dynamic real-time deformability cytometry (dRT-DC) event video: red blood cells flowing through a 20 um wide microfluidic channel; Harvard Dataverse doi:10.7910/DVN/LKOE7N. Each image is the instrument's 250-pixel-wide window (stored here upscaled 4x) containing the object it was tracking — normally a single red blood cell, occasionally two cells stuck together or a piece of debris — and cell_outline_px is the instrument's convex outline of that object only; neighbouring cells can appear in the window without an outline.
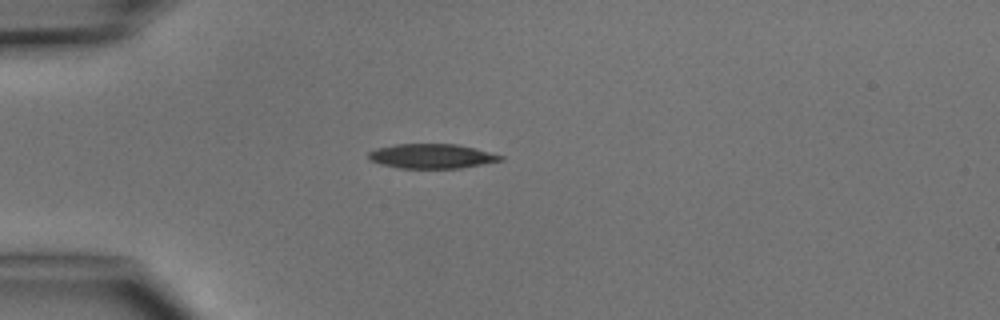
{"species": "common noctule bat (a hibernating species)", "species_latin": "Nyctalus noctula", "temperature_condition": "cold", "stored_images_in_passage": 1, "camera_frame_rate_fps": 3000, "um_per_image_px": 0.085, "animal": {"sex": "male", "body_mass_g": 15.6}, "frame": {"image": 1, "passage_image": 1, "time_ms": 0.0, "image_size_px": [1000, 320], "cell_outline_px": [[504, 160], [460, 168], [400, 168], [380, 164], [372, 160], [368, 156], [368, 152], [376, 148], [396, 144], [456, 144], [476, 148], [504, 156]], "centroid_in_image_um": [36.71, 13.27], "position_along_channel_um": 48.3, "area_um2": 18.84}}